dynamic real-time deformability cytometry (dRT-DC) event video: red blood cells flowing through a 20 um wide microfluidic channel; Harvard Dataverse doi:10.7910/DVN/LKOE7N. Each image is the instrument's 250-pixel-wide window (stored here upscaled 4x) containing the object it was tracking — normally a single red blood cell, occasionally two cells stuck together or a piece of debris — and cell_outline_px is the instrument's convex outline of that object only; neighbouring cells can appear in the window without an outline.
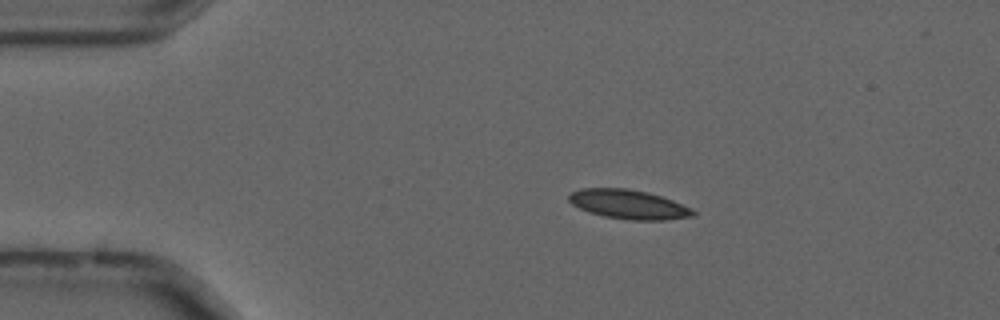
{"species": "common noctule bat (a hibernating species)", "species_latin": "Nyctalus noctula", "temperature_condition": "cold", "stored_images_in_passage": 47, "camera_frame_rate_fps": 3000, "um_per_image_px": 0.085, "animal": {"sex": "male", "forearm_length_mm": 52.5}, "frame": {"image": 1, "passage_image": 3, "time_ms": 0.667, "image_size_px": [1000, 320], "cell_outline_px": [[696, 212], [692, 216], [664, 220], [632, 220], [604, 216], [588, 212], [572, 204], [568, 200], [568, 196], [572, 192], [580, 188], [628, 188], [648, 192], [672, 200], [692, 208]], "centroid_in_image_um": [53.41, 17.36], "position_along_channel_um": 31.6, "area_um2": 21.1}}
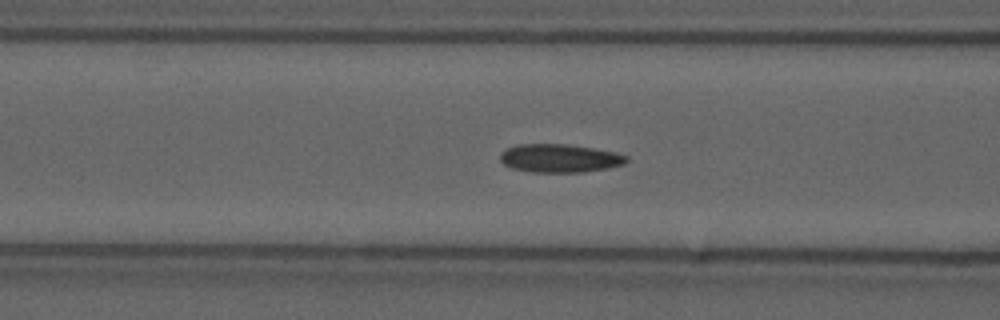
{"frame": {"image": 2, "passage_image": 14, "time_ms": 4.333, "image_size_px": [1000, 320], "cell_outline_px": [[628, 160], [624, 164], [608, 168], [584, 172], [532, 172], [512, 168], [504, 164], [500, 160], [500, 152], [516, 144], [568, 144], [596, 148], [616, 152], [628, 156]], "centroid_in_image_um": [47.59, 13.44], "position_along_channel_um": 119.0, "area_um2": 21.04}}
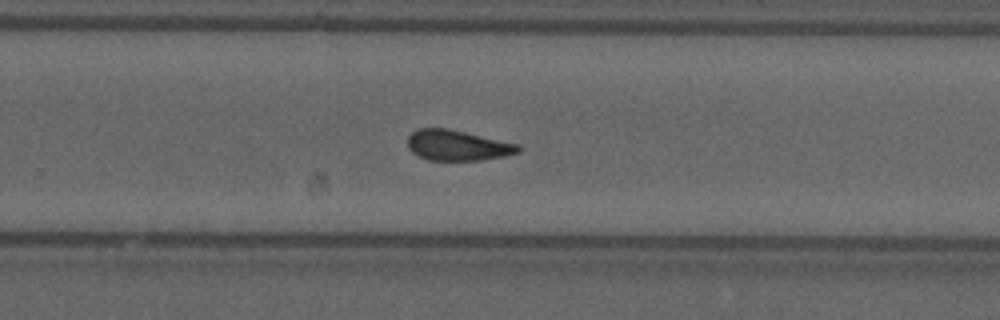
{"frame": {"image": 3, "passage_image": 28, "time_ms": 9.0, "image_size_px": [1000, 320], "cell_outline_px": [[520, 152], [504, 156], [480, 160], [428, 160], [412, 152], [408, 148], [408, 136], [416, 128], [448, 128], [520, 144]], "centroid_in_image_um": [38.89, 12.34], "position_along_channel_um": 290.9, "area_um2": 19.71}, "authors_computed_cell_mechanics": {"area_um2": 20.0566, "velocity_mm_per_s": 3.6895, "shape_relaxation_time_tau1_ms": null, "shape_relaxation_time_tau2_ms": 2.0251, "deformation_change_tau1": null, "deformation_change_tau2": 0.0932}}